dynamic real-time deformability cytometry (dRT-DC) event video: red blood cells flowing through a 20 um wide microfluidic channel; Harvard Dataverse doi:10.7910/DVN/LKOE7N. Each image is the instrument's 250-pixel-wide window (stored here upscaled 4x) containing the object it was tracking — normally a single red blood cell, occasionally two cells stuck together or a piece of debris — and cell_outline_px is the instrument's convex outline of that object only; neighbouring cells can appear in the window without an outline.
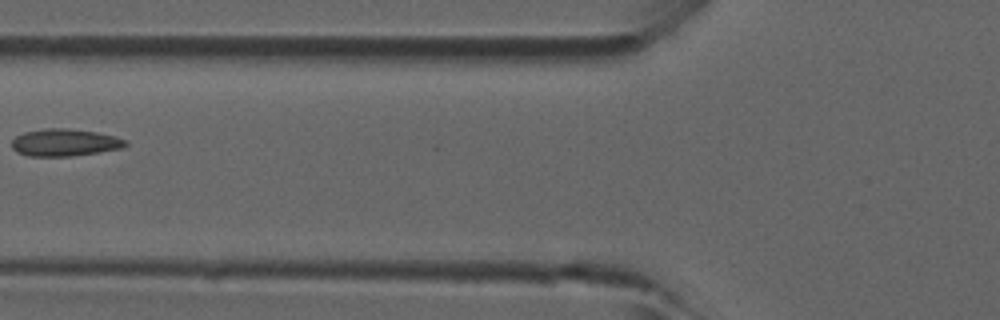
{"species": "common noctule bat (a hibernating species)", "species_latin": "Nyctalus noctula", "temperature_condition": "room temperature", "stored_images_in_passage": 5, "camera_frame_rate_fps": 3000, "um_per_image_px": 0.085, "animal": {"sex": "male", "forearm_length_mm": 52.5}, "frame": {"image": 1, "passage_image": 5, "time_ms": 1.333, "image_size_px": [1000, 320], "cell_outline_px": [[128, 144], [124, 148], [72, 156], [28, 156], [16, 152], [12, 148], [12, 140], [16, 136], [24, 132], [44, 128], [68, 128], [96, 132], [116, 136], [128, 140]], "centroid_in_image_um": [5.52, 12.11], "position_along_channel_um": 120.3, "area_um2": 18.26}}